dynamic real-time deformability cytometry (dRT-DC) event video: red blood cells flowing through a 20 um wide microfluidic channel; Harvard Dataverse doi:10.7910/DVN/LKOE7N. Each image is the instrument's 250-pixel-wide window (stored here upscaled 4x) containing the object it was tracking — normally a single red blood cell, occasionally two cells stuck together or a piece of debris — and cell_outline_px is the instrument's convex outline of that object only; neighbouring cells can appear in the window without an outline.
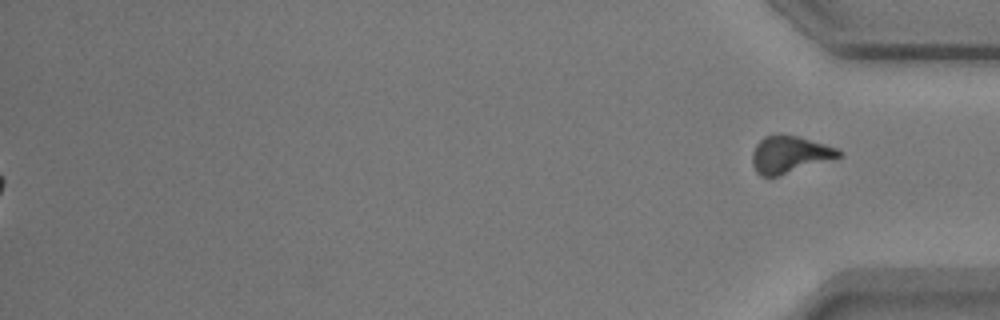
{"species": "common noctule bat (a hibernating species)", "species_latin": "Nyctalus noctula", "temperature_condition": "warm", "stored_images_in_passage": 39, "segment_of_instrument_passage": [2, 2], "camera_frame_rate_fps": 3000, "um_per_image_px": 0.085, "animal": {"sex": "male", "body_mass_g": 17.9}, "frame": {"image": 1, "passage_image": 39, "time_ms": 12.667, "image_size_px": [1000, 320], "cell_outline_px": [[844, 156], [776, 176], [760, 176], [756, 172], [752, 164], [752, 152], [756, 144], [764, 136], [776, 132], [780, 132], [796, 136], [824, 144], [836, 148], [844, 152]], "centroid_in_image_um": [67.09, 13.1], "position_along_channel_um": 368.1, "area_um2": 18.84}}